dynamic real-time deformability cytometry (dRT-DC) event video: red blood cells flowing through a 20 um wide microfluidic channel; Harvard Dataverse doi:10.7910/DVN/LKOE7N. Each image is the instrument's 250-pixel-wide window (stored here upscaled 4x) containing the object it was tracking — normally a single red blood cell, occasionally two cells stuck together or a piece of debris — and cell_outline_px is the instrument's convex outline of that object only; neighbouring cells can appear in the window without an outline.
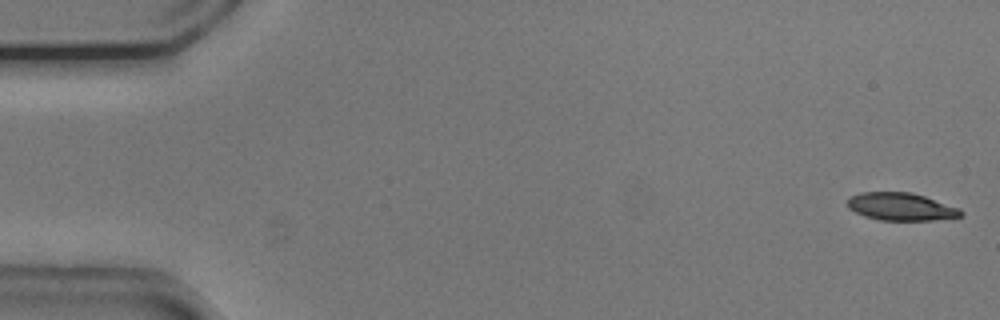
{"species": "common noctule bat (a hibernating species)", "species_latin": "Nyctalus noctula", "temperature_condition": "cold", "stored_images_in_passage": 31, "camera_frame_rate_fps": 3000, "um_per_image_px": 0.085, "animal": {"sex": "male", "body_mass_g": 20.5, "forearm_length_mm": 52.5}, "frame": {"image": 1, "passage_image": 1, "time_ms": 0.0, "image_size_px": [1000, 320], "cell_outline_px": [[964, 216], [932, 220], [880, 220], [864, 216], [848, 208], [848, 196], [860, 192], [912, 192], [960, 208], [964, 212]], "centroid_in_image_um": [76.59, 17.56], "position_along_channel_um": 8.4, "area_um2": 18.38}}